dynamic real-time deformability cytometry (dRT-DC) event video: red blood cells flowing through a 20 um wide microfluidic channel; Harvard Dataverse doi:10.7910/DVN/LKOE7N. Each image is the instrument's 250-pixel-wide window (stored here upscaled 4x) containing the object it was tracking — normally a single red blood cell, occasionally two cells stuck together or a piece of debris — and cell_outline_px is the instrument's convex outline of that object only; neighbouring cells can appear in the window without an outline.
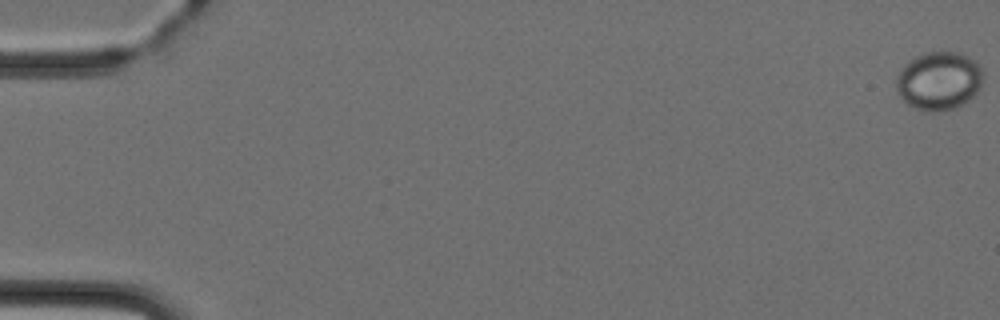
{"species": "Egyptian fruit bat (a non-hibernating species)", "species_latin": "Rousettus aegyptiacus", "temperature_condition": "cold", "stored_images_in_passage": 5, "camera_frame_rate_fps": 3000, "um_per_image_px": 0.085, "animal": {"sex": "female"}, "frame": {"image": 1, "passage_image": 5, "time_ms": 5.667, "image_size_px": [1000, 320], "cell_outline_px": [[980, 88], [968, 100], [956, 108], [936, 112], [932, 112], [916, 108], [908, 104], [896, 92], [896, 76], [904, 64], [908, 60], [924, 52], [948, 48], [960, 52], [968, 56], [980, 68]], "centroid_in_image_um": [79.75, 6.82], "position_along_channel_um": 5.2, "area_um2": 29.82}}